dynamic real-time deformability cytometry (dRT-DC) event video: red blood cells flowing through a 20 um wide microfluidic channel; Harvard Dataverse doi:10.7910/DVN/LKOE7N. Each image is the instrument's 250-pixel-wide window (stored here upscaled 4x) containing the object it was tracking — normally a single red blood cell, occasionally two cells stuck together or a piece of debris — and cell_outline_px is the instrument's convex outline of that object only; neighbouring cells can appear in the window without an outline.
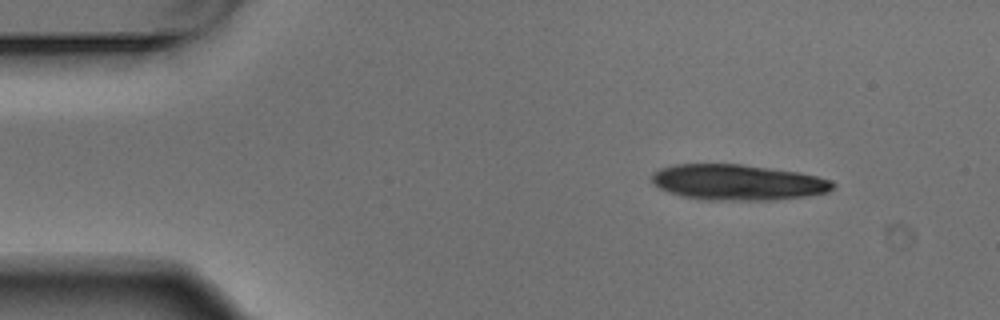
{"species": "Egyptian fruit bat (a non-hibernating species)", "species_latin": "Rousettus aegyptiacus", "temperature_condition": "warm", "stored_images_in_passage": 5, "segment_of_instrument_passage": [1, 2], "camera_frame_rate_fps": 3000, "um_per_image_px": 0.085, "animal": {"sex": "male"}, "frame": {"image": 1, "passage_image": 1, "time_ms": 0.0, "image_size_px": [1000, 320], "cell_outline_px": [[836, 188], [828, 192], [804, 196], [772, 200], [708, 200], [680, 196], [668, 192], [652, 184], [652, 172], [660, 168], [676, 164], [740, 164], [800, 172], [832, 180], [836, 184]], "centroid_in_image_um": [62.7, 15.5], "position_along_channel_um": 22.3, "area_um2": 37.86}}